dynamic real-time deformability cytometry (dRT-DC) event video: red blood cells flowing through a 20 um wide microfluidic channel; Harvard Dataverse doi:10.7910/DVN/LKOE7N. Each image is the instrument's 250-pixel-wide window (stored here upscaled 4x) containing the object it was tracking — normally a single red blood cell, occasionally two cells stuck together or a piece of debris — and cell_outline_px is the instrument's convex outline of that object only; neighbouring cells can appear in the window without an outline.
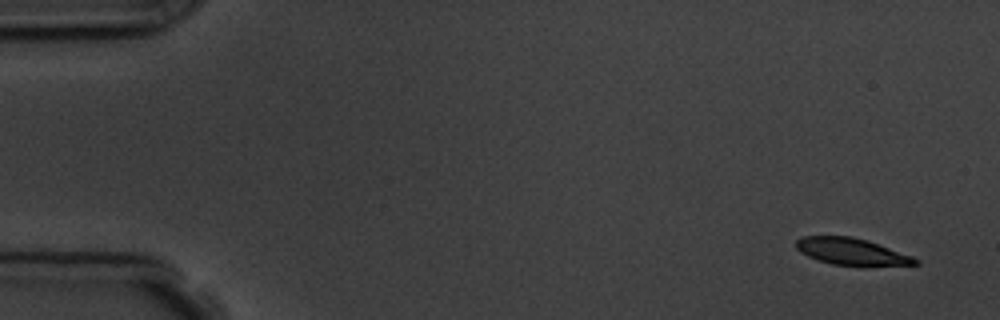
{"species": "common noctule bat (a hibernating species)", "species_latin": "Nyctalus noctula", "temperature_condition": "room temperature", "stored_images_in_passage": 5, "camera_frame_rate_fps": 3000, "um_per_image_px": 0.085, "animal": {"sex": "male", "body_mass_g": 19.5, "forearm_length_mm": 54.6}, "frame": {"image": 1, "passage_image": 1, "time_ms": 0.0, "image_size_px": [1000, 320], "cell_outline_px": [[920, 264], [864, 268], [832, 264], [808, 256], [800, 252], [796, 248], [796, 240], [804, 236], [852, 236], [868, 240], [912, 256], [920, 260]], "centroid_in_image_um": [72.46, 21.42], "position_along_channel_um": 12.5, "area_um2": 19.25}}
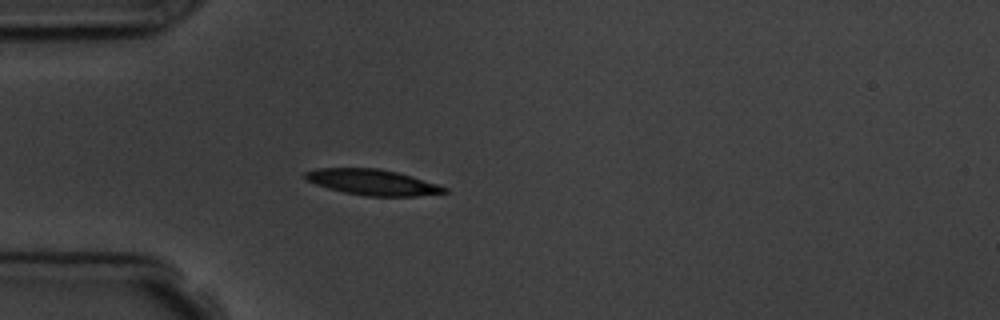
{"frame": {"image": 2, "passage_image": 5, "time_ms": 4.333, "image_size_px": [1000, 320], "cell_outline_px": [[448, 192], [416, 196], [364, 196], [344, 192], [328, 188], [304, 180], [304, 172], [316, 168], [380, 168], [412, 176], [448, 188]], "centroid_in_image_um": [31.62, 15.48], "position_along_channel_um": 53.4, "area_um2": 20.87}}